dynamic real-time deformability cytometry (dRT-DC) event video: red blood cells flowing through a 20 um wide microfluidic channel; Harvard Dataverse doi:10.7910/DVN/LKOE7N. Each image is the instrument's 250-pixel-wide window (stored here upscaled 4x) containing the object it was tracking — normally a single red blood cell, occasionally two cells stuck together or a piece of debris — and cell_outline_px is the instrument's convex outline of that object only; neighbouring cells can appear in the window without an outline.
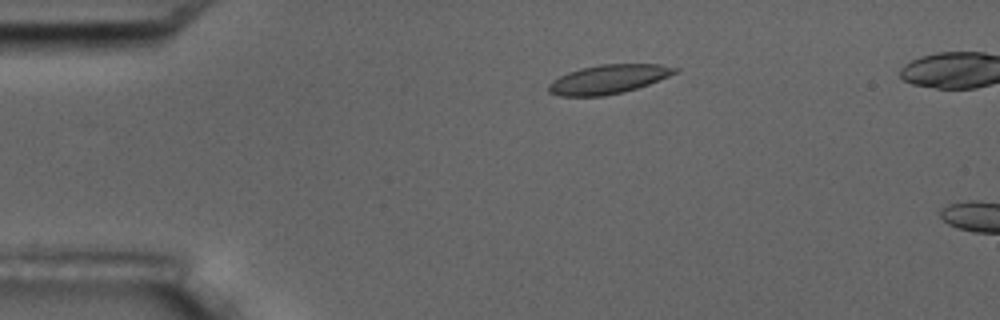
{"species": "common noctule bat (a hibernating species)", "species_latin": "Nyctalus noctula", "temperature_condition": "room temperature", "stored_images_in_passage": 6, "camera_frame_rate_fps": 3000, "um_per_image_px": 0.085, "animal": {"sex": "male", "body_mass_g": 17.5, "forearm_length_mm": 52.3}, "frame": {"image": 1, "passage_image": 4, "time_ms": 3.333, "image_size_px": [1000, 320], "cell_outline_px": [[680, 72], [648, 84], [624, 92], [604, 96], [560, 96], [548, 92], [548, 84], [552, 80], [568, 72], [580, 68], [600, 64], [660, 64], [680, 68]], "centroid_in_image_um": [51.73, 6.73], "position_along_channel_um": 33.3, "area_um2": 21.5}}